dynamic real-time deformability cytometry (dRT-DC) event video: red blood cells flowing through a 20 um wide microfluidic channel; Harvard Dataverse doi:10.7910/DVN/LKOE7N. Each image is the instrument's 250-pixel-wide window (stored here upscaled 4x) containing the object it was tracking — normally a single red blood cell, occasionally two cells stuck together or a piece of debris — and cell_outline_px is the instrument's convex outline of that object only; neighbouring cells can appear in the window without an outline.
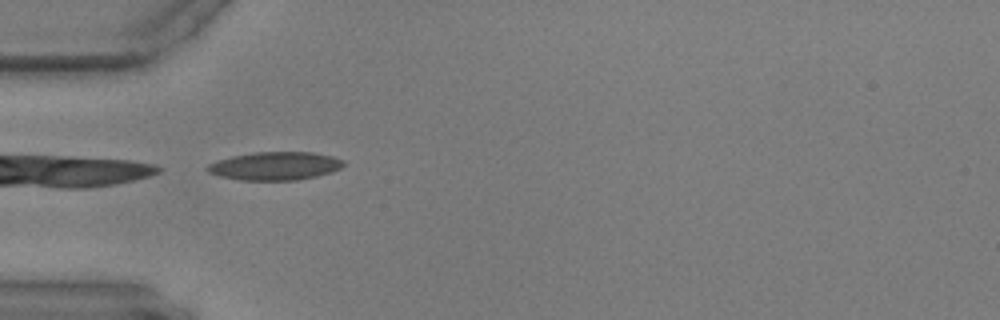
{"species": "common noctule bat (a hibernating species)", "species_latin": "Nyctalus noctula", "temperature_condition": "warm", "stored_images_in_passage": 22, "camera_frame_rate_fps": 3000, "um_per_image_px": 0.085, "animal": {"sex": "male", "body_mass_g": 17.9, "forearm_length_mm": 54.2}, "frame": {"image": 1, "passage_image": 1, "time_ms": 0.0, "image_size_px": [1000, 320], "cell_outline_px": [[344, 164], [340, 168], [332, 172], [316, 176], [296, 180], [240, 180], [220, 176], [208, 172], [204, 168], [208, 164], [216, 160], [232, 156], [252, 152], [312, 152], [332, 156], [344, 160]], "centroid_in_image_um": [23.35, 14.1], "position_along_channel_um": 61.6, "area_um2": 22.48}}
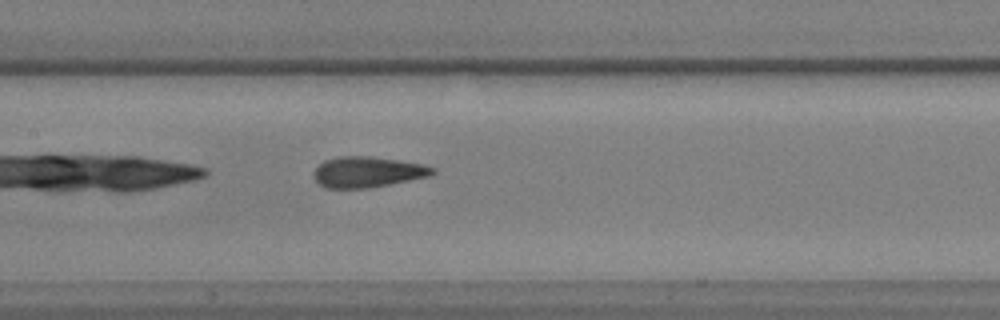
{"frame": {"image": 2, "passage_image": 11, "time_ms": 3.333, "image_size_px": [1000, 320], "cell_outline_px": [[436, 172], [432, 176], [368, 188], [324, 188], [312, 176], [312, 172], [324, 160], [340, 156], [372, 156], [400, 160], [424, 164], [436, 168]], "centroid_in_image_um": [31.27, 14.61], "position_along_channel_um": 176.1, "area_um2": 21.56}}
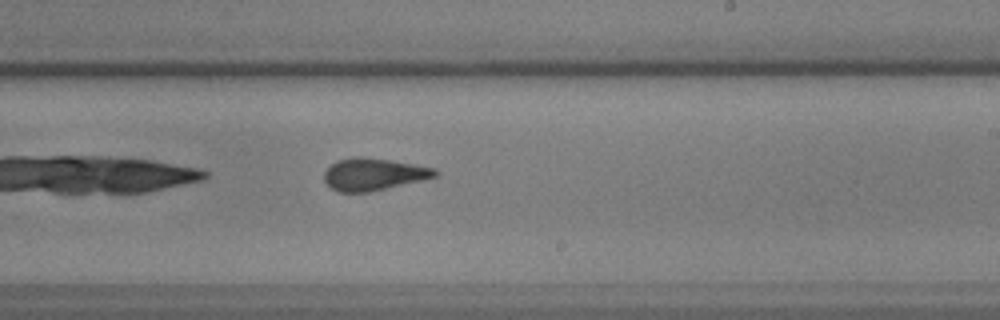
{"frame": {"image": 3, "passage_image": 18, "time_ms": 5.667, "image_size_px": [1000, 320], "cell_outline_px": [[440, 172], [436, 176], [420, 180], [368, 192], [340, 192], [332, 188], [324, 180], [324, 172], [336, 160], [356, 156], [360, 156], [388, 160], [436, 168]], "centroid_in_image_um": [31.73, 14.8], "position_along_channel_um": 257.3, "area_um2": 20.46}}